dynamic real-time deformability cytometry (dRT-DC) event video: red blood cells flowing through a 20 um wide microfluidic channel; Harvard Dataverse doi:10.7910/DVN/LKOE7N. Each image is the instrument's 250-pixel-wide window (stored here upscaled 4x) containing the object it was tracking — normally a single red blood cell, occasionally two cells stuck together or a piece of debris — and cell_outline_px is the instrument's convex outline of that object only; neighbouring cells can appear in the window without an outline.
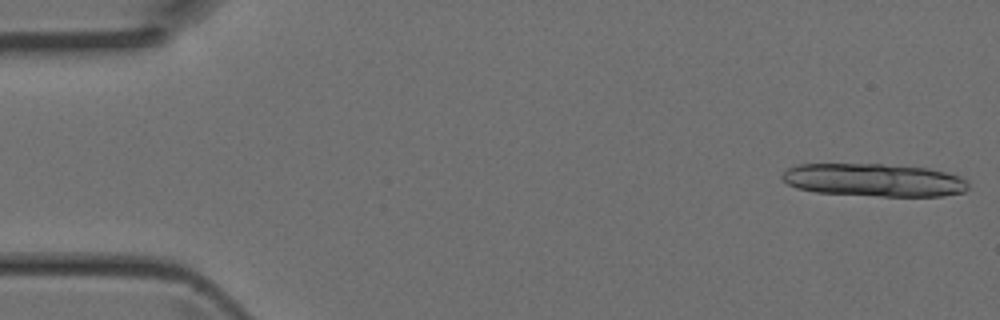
{"species": "Egyptian fruit bat (a non-hibernating species)", "species_latin": "Rousettus aegyptiacus", "temperature_condition": "room temperature", "stored_images_in_passage": 12, "camera_frame_rate_fps": 3000, "um_per_image_px": 0.085, "animal": {"sex": "female"}, "frame": {"image": 1, "passage_image": 1, "time_ms": 0.0, "image_size_px": [1000, 320], "cell_outline_px": [[968, 188], [964, 192], [944, 196], [880, 196], [816, 192], [796, 188], [788, 184], [780, 176], [788, 168], [796, 164], [880, 164], [928, 168], [960, 176], [968, 180]], "centroid_in_image_um": [74.3, 15.3], "position_along_channel_um": 10.7, "area_um2": 35.78}}